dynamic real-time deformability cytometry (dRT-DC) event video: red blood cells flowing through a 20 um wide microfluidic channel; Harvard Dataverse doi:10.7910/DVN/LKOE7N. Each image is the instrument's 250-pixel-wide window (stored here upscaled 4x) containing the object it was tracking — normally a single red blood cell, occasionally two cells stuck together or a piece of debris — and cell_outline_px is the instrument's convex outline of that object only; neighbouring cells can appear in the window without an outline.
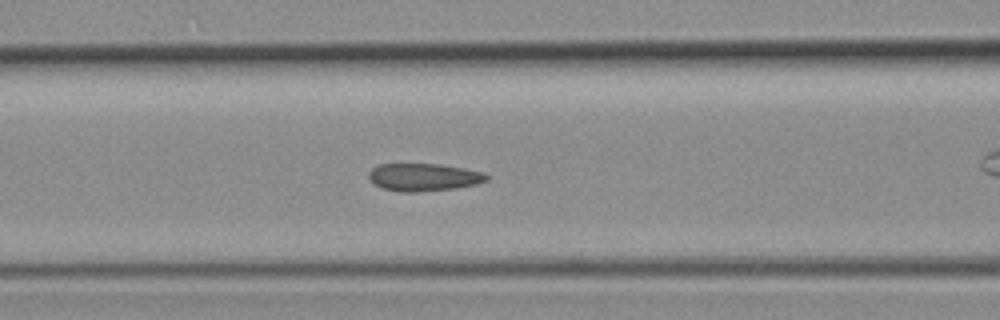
{"species": "common noctule bat (a hibernating species)", "species_latin": "Nyctalus noctula", "temperature_condition": "room temperature", "stored_images_in_passage": 42, "camera_frame_rate_fps": 3000, "um_per_image_px": 0.085, "animal": {"sex": "female", "body_mass_g": 19.3, "forearm_length_mm": 54.1}, "frame": {"image": 1, "passage_image": 14, "time_ms": 4.333, "image_size_px": [1000, 320], "cell_outline_px": [[488, 180], [476, 184], [456, 188], [416, 192], [400, 192], [380, 188], [372, 184], [368, 180], [368, 172], [372, 168], [380, 164], [440, 164], [464, 168], [484, 172], [488, 176]], "centroid_in_image_um": [35.97, 15.06], "position_along_channel_um": 130.6, "area_um2": 19.25}}
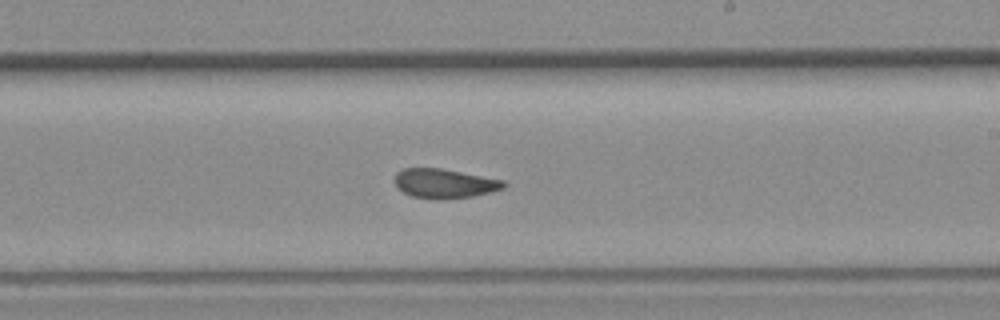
{"frame": {"image": 2, "passage_image": 22, "time_ms": 7.0, "image_size_px": [1000, 320], "cell_outline_px": [[508, 184], [504, 188], [492, 192], [472, 196], [412, 196], [396, 188], [396, 172], [404, 168], [440, 168], [504, 180]], "centroid_in_image_um": [37.81, 15.54], "position_along_channel_um": 251.2, "area_um2": 17.8}}
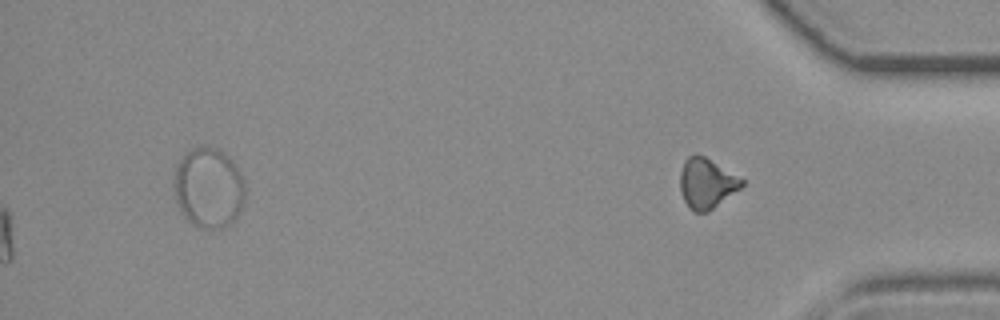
{"frame": {"image": 3, "passage_image": 42, "time_ms": 13.667, "image_size_px": [1000, 320], "cell_outline_px": [[744, 184], [740, 188], [708, 212], [696, 212], [688, 208], [680, 192], [680, 172], [684, 160], [688, 156], [696, 152], [704, 156], [744, 180]], "centroid_in_image_um": [60.02, 15.57], "position_along_channel_um": 375.2, "area_um2": 17.98}}